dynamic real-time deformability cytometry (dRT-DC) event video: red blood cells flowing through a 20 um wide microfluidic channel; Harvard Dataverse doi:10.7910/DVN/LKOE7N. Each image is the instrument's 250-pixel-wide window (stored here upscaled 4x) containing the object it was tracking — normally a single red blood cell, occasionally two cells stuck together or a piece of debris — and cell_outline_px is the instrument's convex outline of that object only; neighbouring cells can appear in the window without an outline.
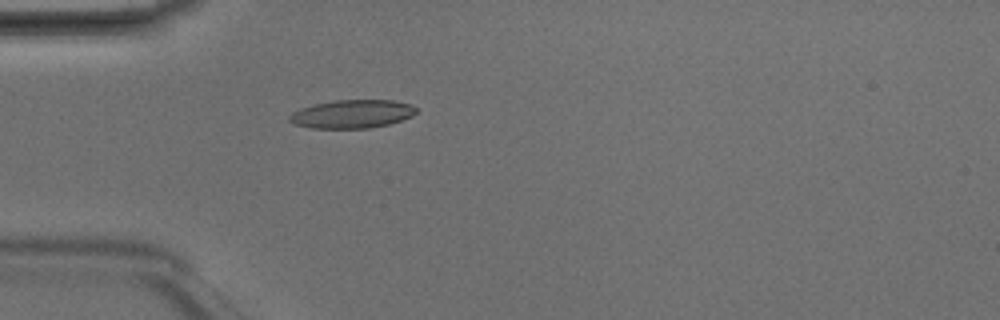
{"species": "Egyptian fruit bat (a non-hibernating species)", "species_latin": "Rousettus aegyptiacus", "temperature_condition": "room temperature", "stored_images_in_passage": 3, "camera_frame_rate_fps": 3000, "um_per_image_px": 0.085, "animal": {"sex": "male"}, "frame": {"image": 1, "passage_image": 3, "time_ms": 0.667, "image_size_px": [1000, 320], "cell_outline_px": [[416, 112], [412, 116], [388, 124], [368, 128], [312, 128], [292, 124], [288, 120], [288, 116], [292, 112], [300, 108], [316, 104], [336, 100], [392, 100], [412, 104], [416, 108]], "centroid_in_image_um": [29.9, 9.69], "position_along_channel_um": 55.1, "area_um2": 20.92}}